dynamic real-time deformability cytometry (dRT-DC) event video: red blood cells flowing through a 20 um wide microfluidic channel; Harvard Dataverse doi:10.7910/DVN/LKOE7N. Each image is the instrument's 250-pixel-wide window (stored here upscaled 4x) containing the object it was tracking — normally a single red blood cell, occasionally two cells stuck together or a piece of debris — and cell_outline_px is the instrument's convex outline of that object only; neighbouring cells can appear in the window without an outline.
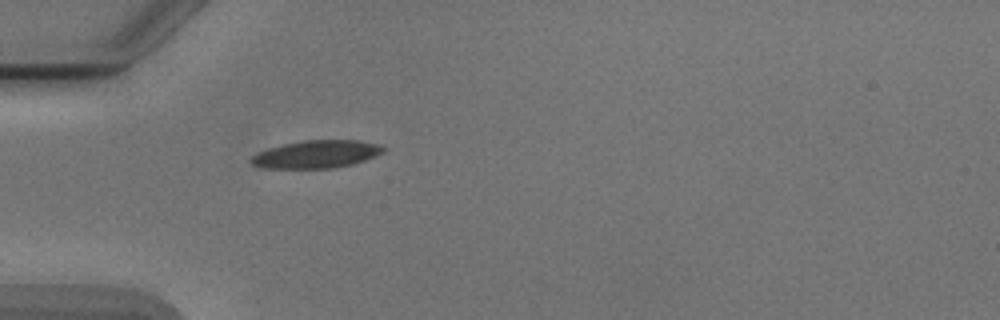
{"species": "Egyptian fruit bat (a non-hibernating species)", "species_latin": "Rousettus aegyptiacus", "temperature_condition": "cold", "stored_images_in_passage": 12, "camera_frame_rate_fps": 3000, "um_per_image_px": 0.085, "animal": {"sex": "male"}, "frame": {"image": 1, "passage_image": 1, "time_ms": 0.0, "image_size_px": [1000, 320], "cell_outline_px": [[388, 148], [384, 152], [376, 156], [352, 164], [336, 168], [260, 168], [252, 164], [248, 160], [252, 156], [268, 148], [284, 144], [304, 140], [356, 140], [380, 144]], "centroid_in_image_um": [26.92, 13.11], "position_along_channel_um": 58.1, "area_um2": 21.5}}
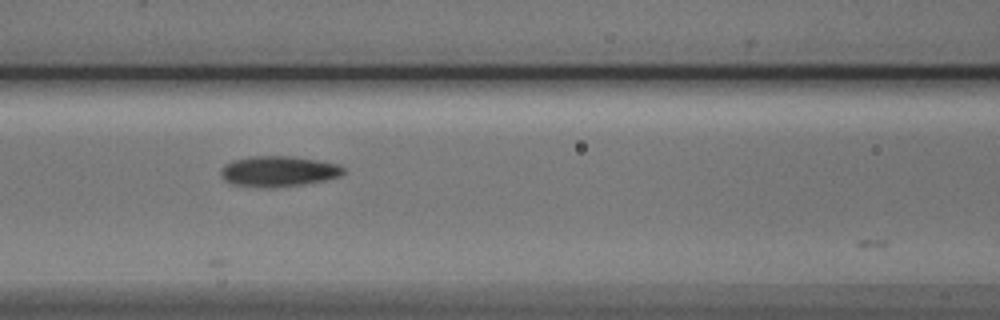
{"frame": {"image": 2, "passage_image": 8, "time_ms": 2.333, "image_size_px": [1000, 320], "cell_outline_px": [[344, 172], [340, 176], [324, 180], [304, 184], [272, 188], [256, 188], [232, 184], [224, 180], [220, 172], [224, 164], [232, 160], [252, 156], [292, 156], [340, 164], [344, 168]], "centroid_in_image_um": [23.64, 14.57], "position_along_channel_um": 143.0, "area_um2": 22.08}}
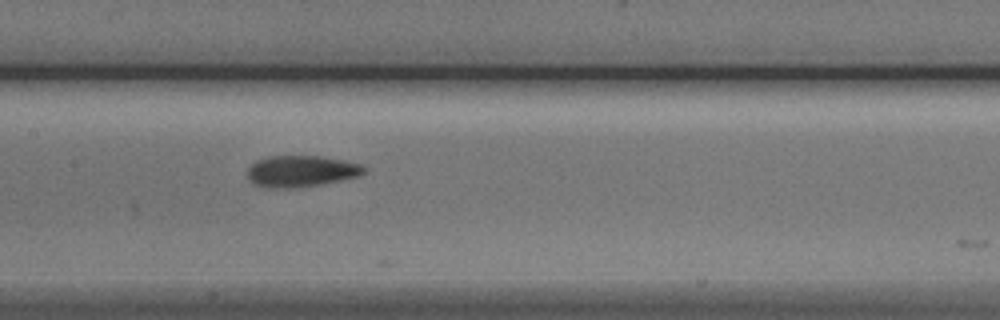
{"frame": {"image": 3, "passage_image": 11, "time_ms": 3.333, "image_size_px": [1000, 320], "cell_outline_px": [[368, 168], [360, 176], [320, 184], [296, 188], [260, 188], [252, 184], [248, 180], [248, 168], [256, 160], [268, 156], [320, 156], [344, 160], [360, 164]], "centroid_in_image_um": [25.56, 14.56], "position_along_channel_um": 181.8, "area_um2": 21.62}}